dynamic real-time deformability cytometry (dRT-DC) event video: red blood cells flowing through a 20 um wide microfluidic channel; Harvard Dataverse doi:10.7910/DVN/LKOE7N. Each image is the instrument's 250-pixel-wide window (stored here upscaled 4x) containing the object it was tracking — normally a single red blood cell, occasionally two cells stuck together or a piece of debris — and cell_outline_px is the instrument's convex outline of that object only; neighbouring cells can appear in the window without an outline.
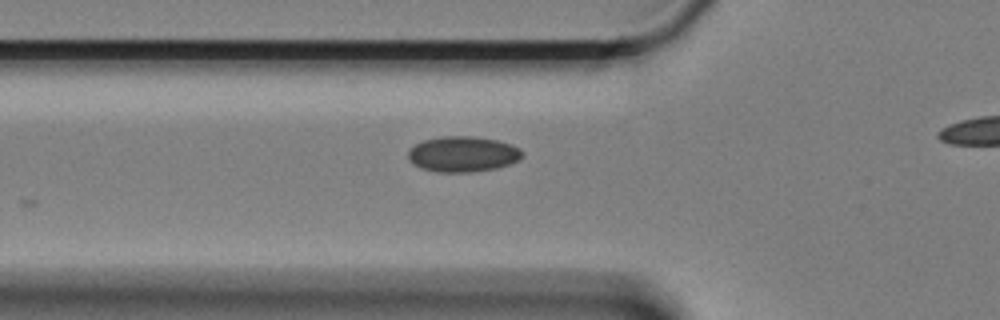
{"species": "Egyptian fruit bat (a non-hibernating species)", "species_latin": "Rousettus aegyptiacus", "temperature_condition": "cold", "stored_images_in_passage": 15, "camera_frame_rate_fps": 3000, "um_per_image_px": 0.085, "animal": {"sex": "female"}, "frame": {"image": 1, "passage_image": 3, "time_ms": 0.667, "image_size_px": [1000, 320], "cell_outline_px": [[524, 156], [520, 160], [496, 168], [468, 172], [436, 172], [420, 168], [412, 164], [408, 160], [408, 152], [416, 144], [424, 140], [440, 136], [472, 136], [496, 140], [512, 144], [520, 148], [524, 152]], "centroid_in_image_um": [39.35, 13.1], "position_along_channel_um": 86.5, "area_um2": 23.81}}
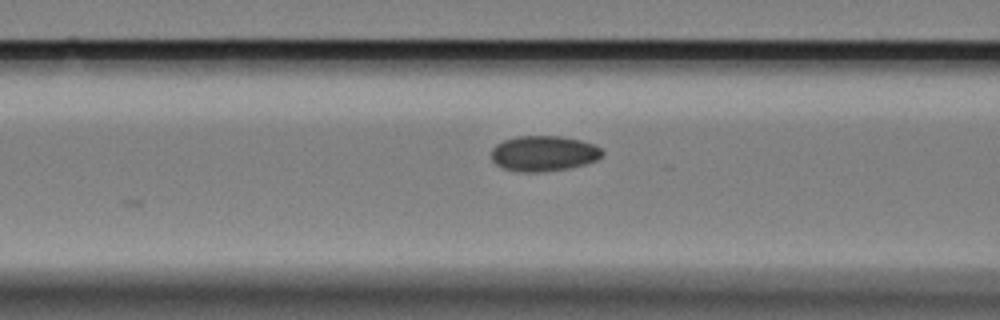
{"frame": {"image": 2, "passage_image": 6, "time_ms": 1.667, "image_size_px": [1000, 320], "cell_outline_px": [[604, 152], [596, 160], [584, 164], [568, 168], [536, 172], [520, 172], [504, 168], [496, 164], [492, 160], [492, 148], [496, 144], [504, 140], [516, 136], [560, 136], [580, 140], [596, 144]], "centroid_in_image_um": [46.2, 13.03], "position_along_channel_um": 120.4, "area_um2": 22.83}}
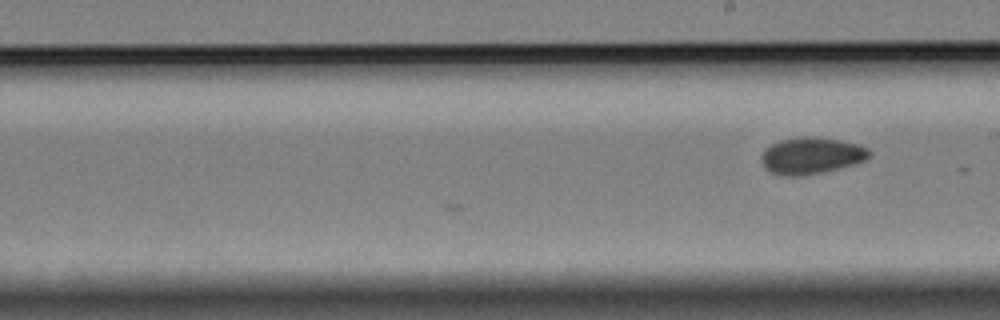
{"frame": {"image": 3, "passage_image": 15, "time_ms": 4.667, "image_size_px": [1000, 320], "cell_outline_px": [[872, 152], [864, 160], [856, 164], [824, 172], [804, 176], [784, 176], [772, 172], [764, 168], [760, 156], [764, 148], [780, 140], [804, 136], [840, 140], [860, 144], [868, 148]], "centroid_in_image_um": [68.96, 13.24], "position_along_channel_um": 220.0, "area_um2": 23.24}}